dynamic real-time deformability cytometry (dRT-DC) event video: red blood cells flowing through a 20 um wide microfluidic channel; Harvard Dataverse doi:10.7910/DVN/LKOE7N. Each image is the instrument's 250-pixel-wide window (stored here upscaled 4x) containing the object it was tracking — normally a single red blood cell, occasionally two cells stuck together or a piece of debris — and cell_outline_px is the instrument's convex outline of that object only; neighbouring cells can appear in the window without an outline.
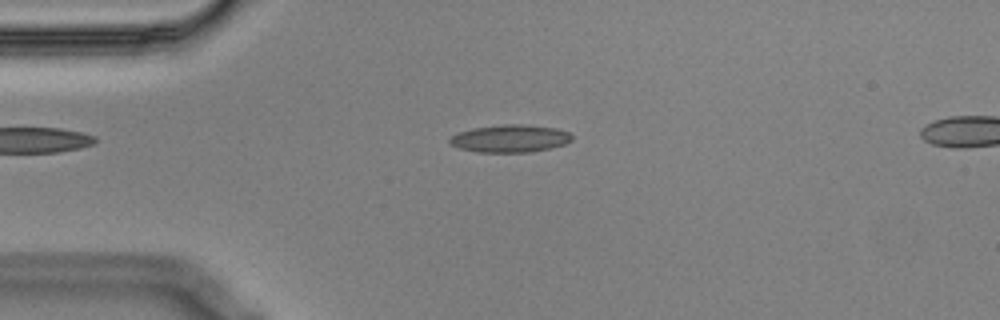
{"species": "Egyptian fruit bat (a non-hibernating species)", "species_latin": "Rousettus aegyptiacus", "temperature_condition": "cold", "stored_images_in_passage": 47, "camera_frame_rate_fps": 3000, "um_per_image_px": 0.085, "animal": {"sex": "male"}, "frame": {"image": 1, "passage_image": 5, "time_ms": 1.333, "image_size_px": [1000, 320], "cell_outline_px": [[572, 140], [564, 144], [532, 152], [476, 152], [460, 148], [448, 144], [448, 140], [452, 136], [460, 132], [472, 128], [504, 124], [520, 124], [556, 128], [568, 132], [572, 136]], "centroid_in_image_um": [43.33, 11.77], "position_along_channel_um": 41.7, "area_um2": 19.54}}
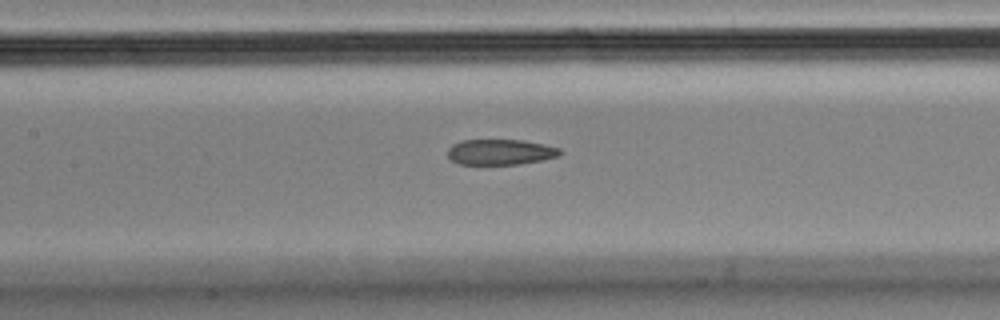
{"frame": {"image": 2, "passage_image": 17, "time_ms": 5.333, "image_size_px": [1000, 320], "cell_outline_px": [[560, 156], [540, 160], [516, 164], [460, 164], [452, 160], [448, 156], [448, 148], [452, 144], [464, 140], [524, 140], [544, 144], [560, 148]], "centroid_in_image_um": [42.53, 12.91], "position_along_channel_um": 164.9, "area_um2": 16.59}}
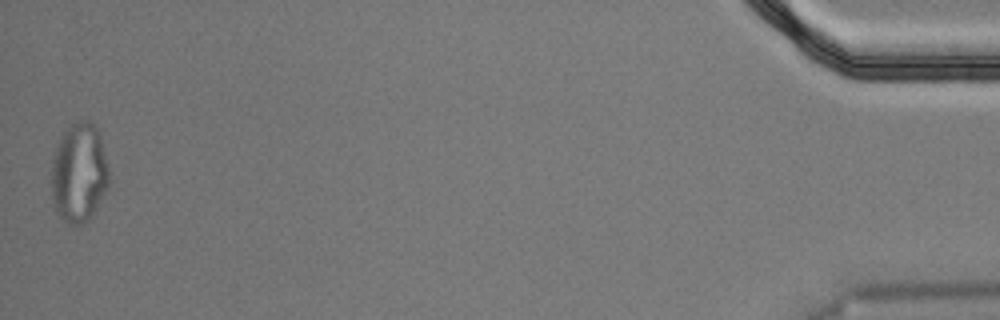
{"frame": {"image": 3, "passage_image": 47, "time_ms": 15.333, "image_size_px": [1000, 320], "cell_outline_px": [[108, 188], [96, 208], [88, 220], [84, 224], [68, 224], [56, 212], [52, 200], [52, 164], [56, 148], [64, 132], [72, 124], [80, 120], [88, 120], [96, 128], [100, 136], [108, 168]], "centroid_in_image_um": [6.72, 14.72], "position_along_channel_um": 428.5, "area_um2": 32.95}, "authors_computed_cell_mechanics": {"area_um2": 18.785, "velocity_mm_per_s": 3.5827, "shape_relaxation_time_tau1_ms": null, "shape_relaxation_time_tau2_ms": 2.7453, "deformation_change_tau1": null, "deformation_change_tau2": 0.1008}}